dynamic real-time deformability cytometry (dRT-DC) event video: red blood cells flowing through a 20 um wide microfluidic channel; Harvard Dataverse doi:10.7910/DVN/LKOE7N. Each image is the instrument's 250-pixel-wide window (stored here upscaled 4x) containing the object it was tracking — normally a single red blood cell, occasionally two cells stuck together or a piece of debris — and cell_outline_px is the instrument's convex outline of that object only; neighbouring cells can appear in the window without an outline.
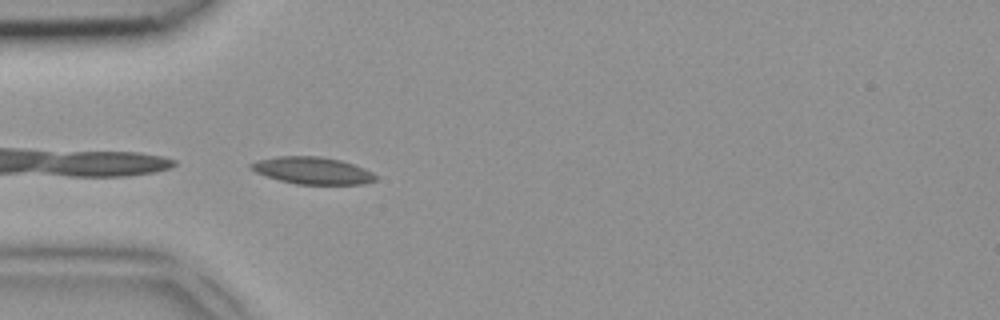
{"species": "common noctule bat (a hibernating species)", "species_latin": "Nyctalus noctula", "temperature_condition": "room temperature", "stored_images_in_passage": 34, "camera_frame_rate_fps": 3000, "um_per_image_px": 0.085, "animal": {"sex": "female", "body_mass_g": 18.4}, "frame": {"image": 1, "passage_image": 1, "time_ms": 0.0, "image_size_px": [1000, 320], "cell_outline_px": [[376, 180], [364, 184], [296, 184], [280, 180], [256, 172], [248, 168], [248, 164], [256, 160], [276, 156], [320, 156], [340, 160], [364, 168], [372, 172], [376, 176]], "centroid_in_image_um": [26.53, 14.49], "position_along_channel_um": 58.5, "area_um2": 19.65}}
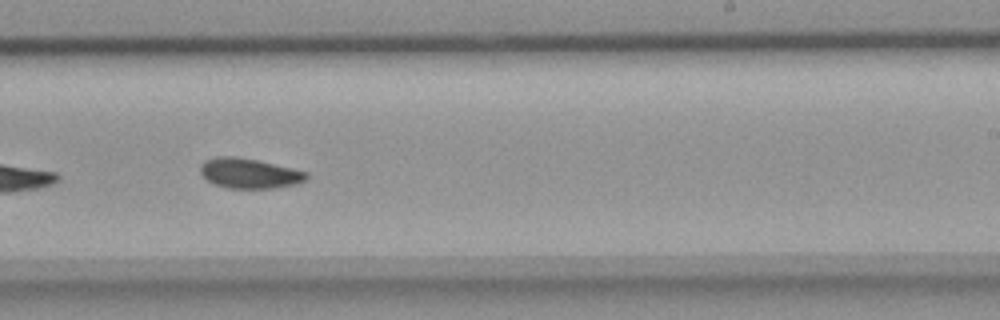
{"frame": {"image": 2, "passage_image": 16, "time_ms": 5.0, "image_size_px": [1000, 320], "cell_outline_px": [[308, 176], [304, 180], [296, 184], [276, 188], [228, 188], [216, 184], [208, 180], [200, 172], [200, 164], [204, 160], [216, 156], [236, 156], [256, 160], [308, 172]], "centroid_in_image_um": [21.17, 14.72], "position_along_channel_um": 267.8, "area_um2": 18.44}}
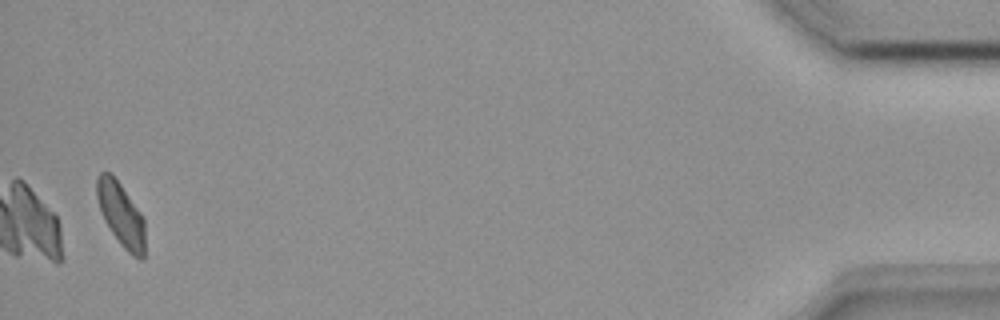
{"frame": {"image": 3, "passage_image": 33, "time_ms": 10.667, "image_size_px": [1000, 320], "cell_outline_px": [[144, 260], [140, 260], [132, 256], [120, 244], [104, 220], [100, 212], [96, 196], [96, 176], [100, 172], [108, 172], [120, 184], [144, 216]], "centroid_in_image_um": [10.28, 18.24], "position_along_channel_um": 424.9, "area_um2": 17.98}}